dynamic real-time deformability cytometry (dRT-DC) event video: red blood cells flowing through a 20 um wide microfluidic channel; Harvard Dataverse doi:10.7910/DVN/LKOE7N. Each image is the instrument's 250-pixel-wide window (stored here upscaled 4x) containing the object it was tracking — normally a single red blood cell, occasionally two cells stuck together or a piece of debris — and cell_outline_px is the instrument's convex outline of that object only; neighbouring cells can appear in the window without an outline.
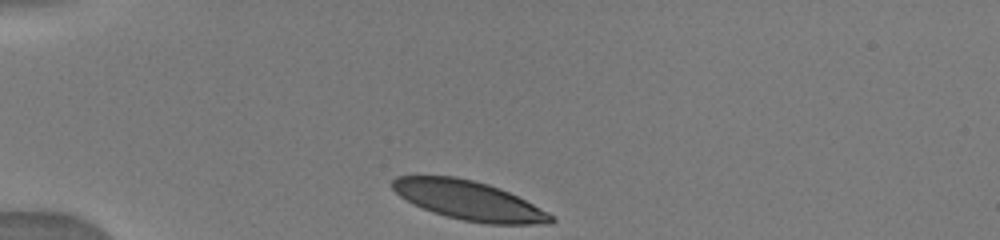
{"species": "human", "species_latin": "Homo sapiens", "temperature_condition": "warm", "stored_images_in_passage": 44, "camera_frame_rate_fps": 3000, "um_per_image_px": 0.085, "donor": {"sex": "male"}, "frame": {"image": 1, "passage_image": 1, "time_ms": 0.0, "image_size_px": [1000, 240], "cell_outline_px": [[556, 220], [552, 224], [488, 224], [464, 220], [448, 216], [424, 208], [400, 196], [392, 188], [392, 180], [396, 176], [456, 176], [488, 184], [500, 188], [548, 212]], "centroid_in_image_um": [39.88, 17.03], "position_along_channel_um": 45.1, "area_um2": 35.55}}
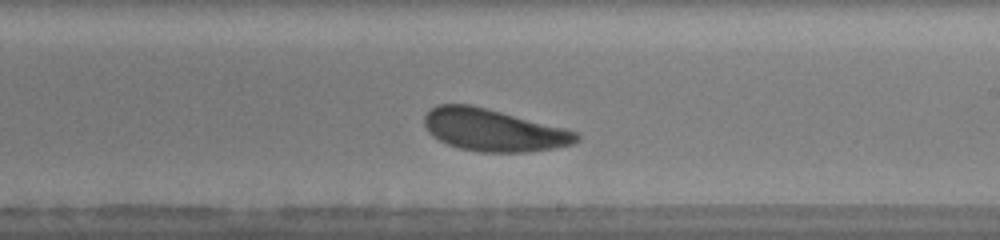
{"frame": {"image": 2, "passage_image": 26, "time_ms": 6.0, "image_size_px": [1000, 240], "cell_outline_px": [[580, 140], [572, 144], [552, 148], [524, 152], [480, 152], [460, 148], [448, 144], [432, 136], [428, 132], [424, 124], [424, 116], [432, 108], [440, 104], [472, 104], [488, 108], [564, 128], [576, 132], [580, 136]], "centroid_in_image_um": [41.93, 11.05], "position_along_channel_um": 247.1, "area_um2": 37.22}}
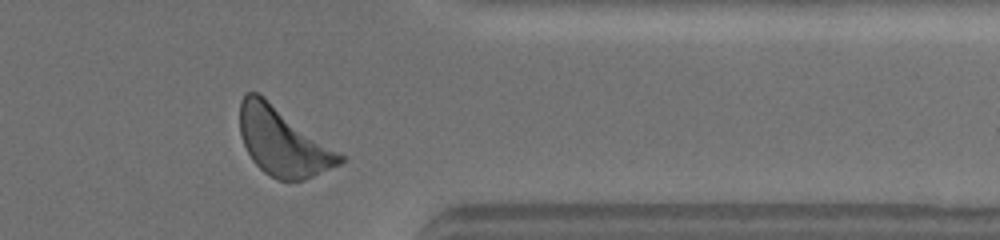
{"frame": {"image": 3, "passage_image": 38, "time_ms": 9.667, "image_size_px": [1000, 240], "cell_outline_px": [[344, 160], [340, 164], [304, 180], [280, 180], [264, 172], [252, 160], [244, 144], [240, 132], [240, 100], [248, 92], [256, 92], [264, 96], [344, 156]], "centroid_in_image_um": [24.02, 12.04], "position_along_channel_um": 387.4, "area_um2": 39.02}}